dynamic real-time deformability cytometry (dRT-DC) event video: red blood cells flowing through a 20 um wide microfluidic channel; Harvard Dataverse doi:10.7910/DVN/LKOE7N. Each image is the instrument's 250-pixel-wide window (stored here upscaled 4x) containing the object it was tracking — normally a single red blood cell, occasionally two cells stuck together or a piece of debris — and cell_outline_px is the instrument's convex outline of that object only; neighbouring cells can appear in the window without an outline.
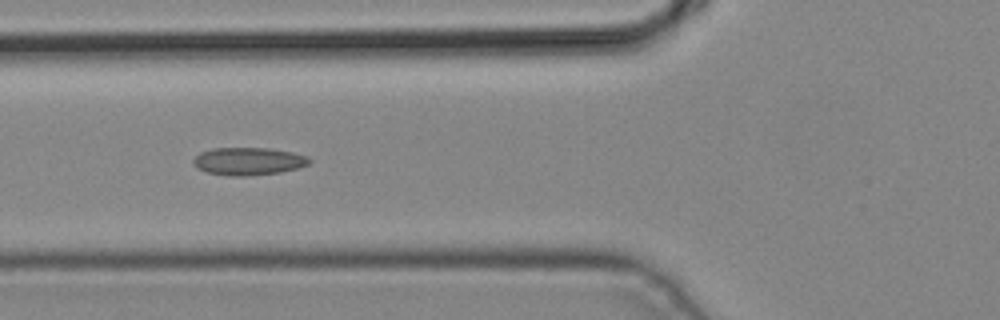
{"species": "common noctule bat (a hibernating species)", "species_latin": "Nyctalus noctula", "temperature_condition": "cold", "stored_images_in_passage": 4, "camera_frame_rate_fps": 3000, "um_per_image_px": 0.085, "animal": {"sex": "male", "body_mass_g": 19.2, "forearm_length_mm": 51.8}, "frame": {"image": 1, "passage_image": 4, "time_ms": 1.0, "image_size_px": [1000, 320], "cell_outline_px": [[312, 160], [308, 164], [296, 168], [280, 172], [248, 176], [228, 176], [208, 172], [196, 168], [192, 160], [200, 152], [212, 148], [268, 148], [292, 152], [308, 156]], "centroid_in_image_um": [21.1, 13.7], "position_along_channel_um": 104.7, "area_um2": 18.73}}